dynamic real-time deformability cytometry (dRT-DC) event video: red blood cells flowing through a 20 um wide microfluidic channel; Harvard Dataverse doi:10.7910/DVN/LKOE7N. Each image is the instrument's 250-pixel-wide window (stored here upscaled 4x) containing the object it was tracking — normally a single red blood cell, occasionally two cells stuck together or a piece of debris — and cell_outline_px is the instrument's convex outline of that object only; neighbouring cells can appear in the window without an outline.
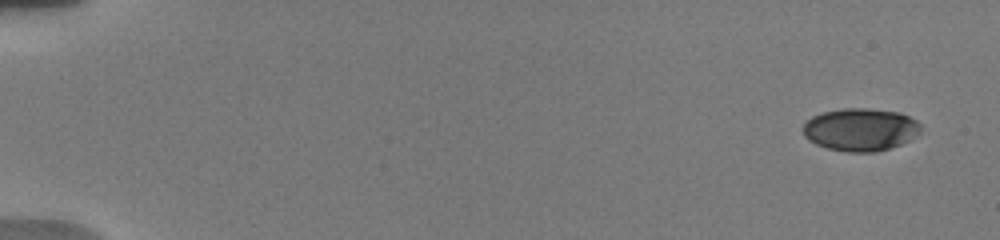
{"species": "human", "species_latin": "Homo sapiens", "temperature_condition": "warm", "stored_images_in_passage": 9, "camera_frame_rate_fps": 3000, "um_per_image_px": 0.085, "donor": {"sex": "male"}, "frame": {"image": 1, "passage_image": 1, "time_ms": 0.0, "image_size_px": [1000, 240], "cell_outline_px": [[920, 132], [908, 140], [900, 144], [876, 152], [848, 152], [828, 148], [816, 144], [808, 140], [804, 136], [800, 128], [812, 116], [820, 112], [844, 108], [868, 108], [900, 112], [916, 120], [920, 124]], "centroid_in_image_um": [73.09, 11.0], "position_along_channel_um": 11.9, "area_um2": 29.42}}
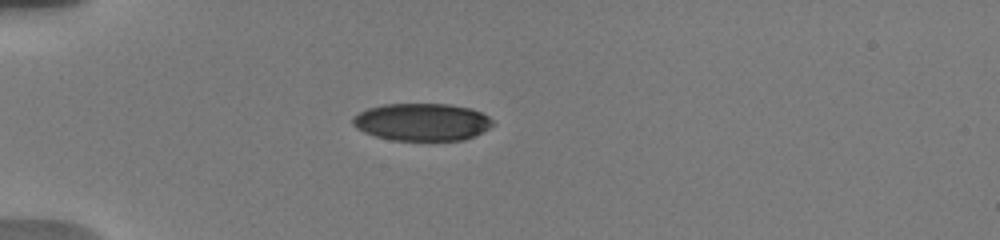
{"frame": {"image": 2, "passage_image": 7, "time_ms": 4.667, "image_size_px": [1000, 240], "cell_outline_px": [[496, 124], [476, 136], [464, 140], [392, 140], [376, 136], [364, 132], [356, 128], [352, 124], [352, 116], [368, 108], [384, 104], [448, 104], [472, 108], [488, 116]], "centroid_in_image_um": [35.89, 10.37], "position_along_channel_um": 49.1, "area_um2": 30.75}}
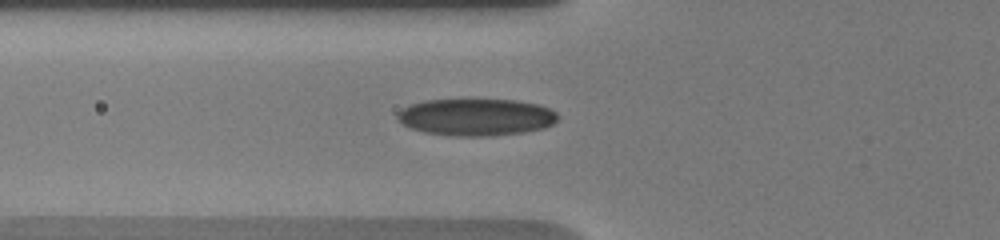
{"frame": {"image": 3, "passage_image": 9, "time_ms": 6.333, "image_size_px": [1000, 240], "cell_outline_px": [[560, 116], [552, 124], [544, 128], [524, 132], [488, 136], [456, 136], [424, 132], [412, 128], [396, 120], [396, 112], [408, 104], [424, 100], [516, 100], [540, 104], [556, 112]], "centroid_in_image_um": [40.45, 9.95], "position_along_channel_um": 85.3, "area_um2": 34.8}}